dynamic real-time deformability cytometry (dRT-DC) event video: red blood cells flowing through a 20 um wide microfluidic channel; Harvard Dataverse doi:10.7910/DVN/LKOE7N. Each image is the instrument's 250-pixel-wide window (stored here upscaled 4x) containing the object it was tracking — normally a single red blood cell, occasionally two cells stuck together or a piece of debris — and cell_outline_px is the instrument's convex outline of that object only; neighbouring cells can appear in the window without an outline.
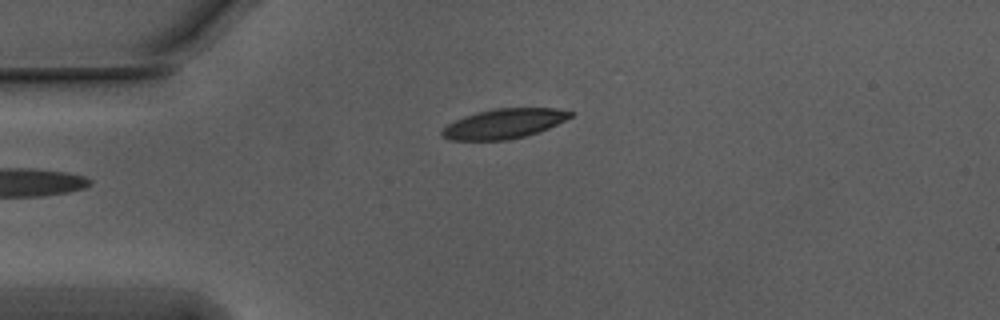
{"species": "Egyptian fruit bat (a non-hibernating species)", "species_latin": "Rousettus aegyptiacus", "temperature_condition": "warm", "stored_images_in_passage": 34, "camera_frame_rate_fps": 3000, "um_per_image_px": 0.085, "animal": {"sex": "male"}, "frame": {"image": 1, "passage_image": 1, "time_ms": 0.0, "image_size_px": [1000, 320], "cell_outline_px": [[572, 116], [548, 128], [524, 136], [508, 140], [452, 140], [440, 136], [440, 128], [464, 116], [476, 112], [496, 108], [556, 108], [572, 112]], "centroid_in_image_um": [42.77, 10.51], "position_along_channel_um": 42.2, "area_um2": 22.14}}
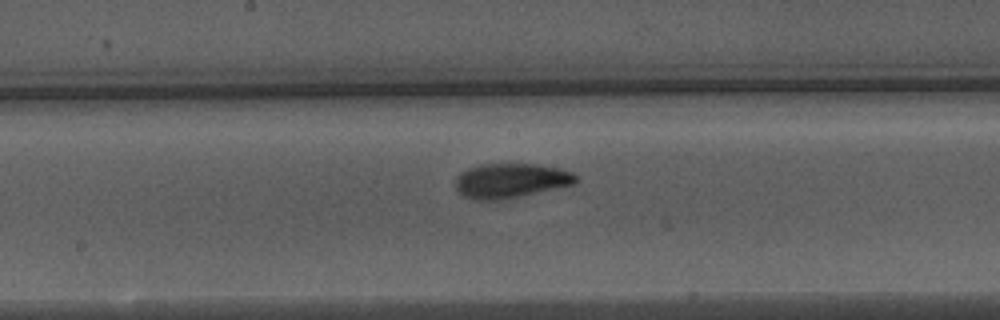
{"frame": {"image": 2, "passage_image": 16, "time_ms": 5.0, "image_size_px": [1000, 320], "cell_outline_px": [[580, 180], [576, 184], [520, 196], [496, 200], [476, 200], [464, 196], [456, 188], [456, 176], [460, 172], [468, 168], [480, 164], [540, 164], [560, 168], [572, 172], [580, 176]], "centroid_in_image_um": [43.47, 15.34], "position_along_channel_um": 204.7, "area_um2": 24.51}}
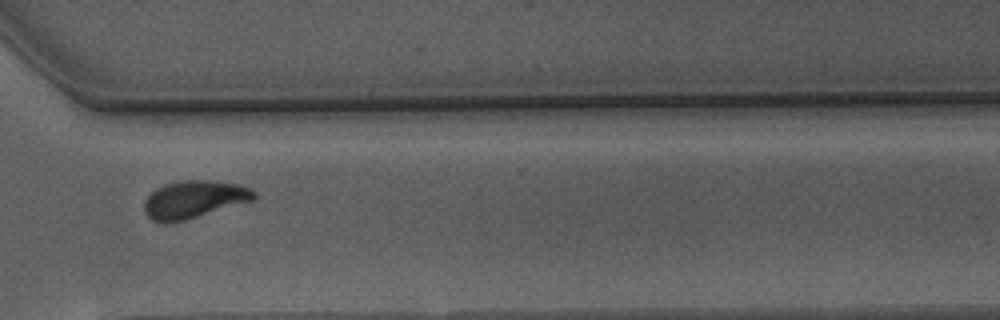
{"frame": {"image": 3, "passage_image": 28, "time_ms": 9.0, "image_size_px": [1000, 320], "cell_outline_px": [[256, 196], [252, 200], [184, 220], [164, 224], [152, 220], [144, 212], [144, 200], [156, 188], [164, 184], [184, 180], [208, 180], [236, 184], [252, 188], [256, 192]], "centroid_in_image_um": [16.45, 16.95], "position_along_channel_um": 354.2, "area_um2": 23.81}, "authors_computed_cell_mechanics": {"area_um2": 23.6402, "velocity_mm_per_s": 3.731, "shape_relaxation_time_tau1_ms": 3.2812, "shape_relaxation_time_tau2_ms": 1.9067, "deformation_change_tau1": 0.1643, "deformation_change_tau2": 0.0615}}